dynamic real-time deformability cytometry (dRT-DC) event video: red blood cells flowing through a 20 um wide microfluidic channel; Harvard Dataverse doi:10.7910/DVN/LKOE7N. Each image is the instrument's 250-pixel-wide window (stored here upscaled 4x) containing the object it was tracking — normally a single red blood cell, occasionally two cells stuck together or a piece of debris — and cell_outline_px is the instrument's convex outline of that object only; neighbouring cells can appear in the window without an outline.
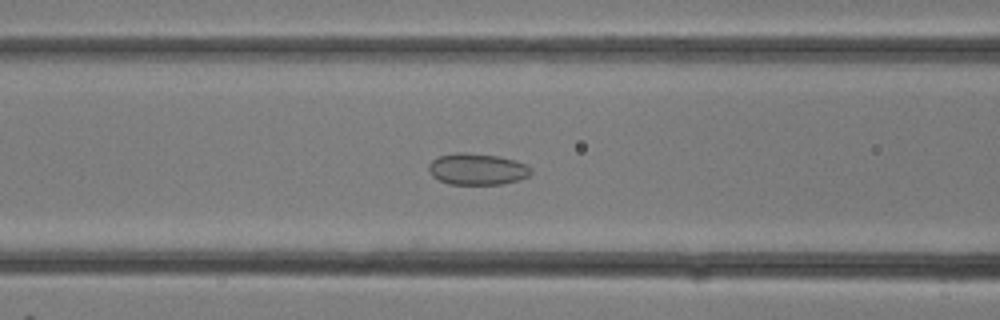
{"species": "common noctule bat (a hibernating species)", "species_latin": "Nyctalus noctula", "temperature_condition": "room temperature", "stored_images_in_passage": 25, "camera_frame_rate_fps": 3000, "um_per_image_px": 0.085, "animal": {"sex": "female"}, "frame": {"image": 1, "passage_image": 7, "time_ms": 2.0, "image_size_px": [1000, 320], "cell_outline_px": [[532, 172], [528, 176], [520, 180], [500, 184], [448, 184], [432, 176], [428, 172], [428, 164], [436, 156], [456, 152], [464, 152], [500, 156], [516, 160], [532, 168]], "centroid_in_image_um": [40.54, 14.36], "position_along_channel_um": 126.1, "area_um2": 19.02}}
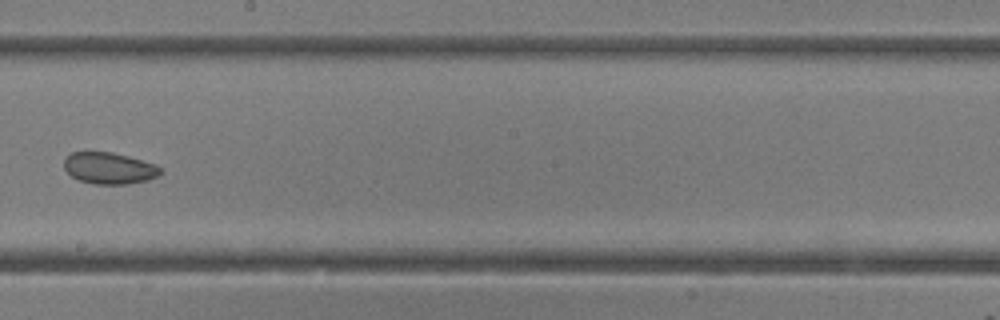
{"frame": {"image": 2, "passage_image": 12, "time_ms": 3.667, "image_size_px": [1000, 320], "cell_outline_px": [[164, 172], [148, 180], [128, 184], [92, 184], [80, 180], [72, 176], [64, 168], [64, 156], [72, 152], [112, 152], [128, 156], [156, 164]], "centroid_in_image_um": [9.28, 14.29], "position_along_channel_um": 238.9, "area_um2": 17.8}}
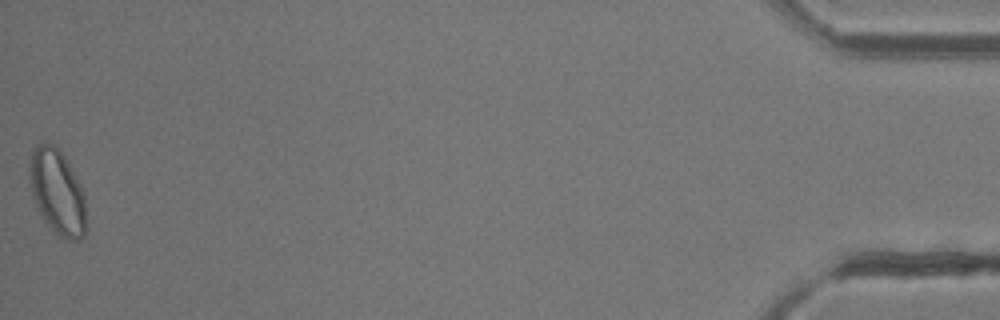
{"frame": {"image": 3, "passage_image": 25, "time_ms": 8.0, "image_size_px": [1000, 320], "cell_outline_px": [[84, 236], [80, 240], [68, 240], [56, 236], [48, 228], [36, 208], [32, 192], [32, 152], [36, 144], [44, 140], [52, 144], [64, 156], [80, 184], [84, 192]], "centroid_in_image_um": [4.88, 16.38], "position_along_channel_um": 430.3, "area_um2": 27.63}}